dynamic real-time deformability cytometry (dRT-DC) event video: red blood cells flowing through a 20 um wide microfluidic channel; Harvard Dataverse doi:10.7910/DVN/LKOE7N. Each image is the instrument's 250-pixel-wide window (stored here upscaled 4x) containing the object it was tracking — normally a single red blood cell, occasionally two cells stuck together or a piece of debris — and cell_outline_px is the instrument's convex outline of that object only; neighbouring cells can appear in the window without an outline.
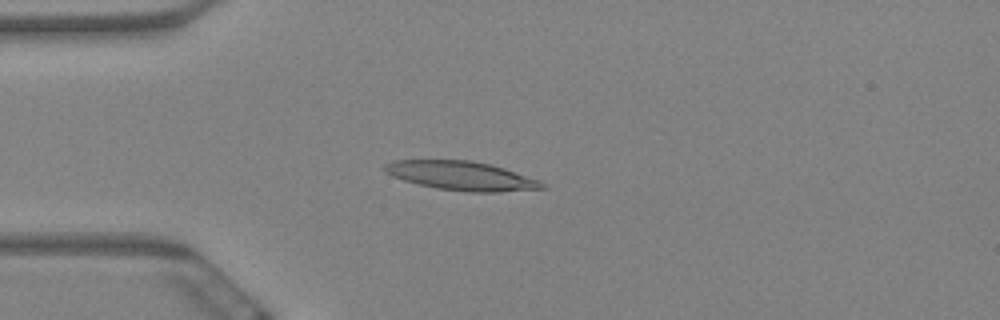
{"species": "Egyptian fruit bat (a non-hibernating species)", "species_latin": "Rousettus aegyptiacus", "temperature_condition": "warm", "stored_images_in_passage": 6, "camera_frame_rate_fps": 3000, "um_per_image_px": 0.085, "animal": {"sex": "female"}, "frame": {"image": 1, "passage_image": 3, "time_ms": 0.667, "image_size_px": [1000, 320], "cell_outline_px": [[548, 188], [500, 192], [468, 192], [436, 188], [404, 180], [392, 176], [384, 172], [384, 164], [392, 160], [472, 160], [492, 164], [540, 180]], "centroid_in_image_um": [39.23, 14.94], "position_along_channel_um": 45.8, "area_um2": 26.7}}
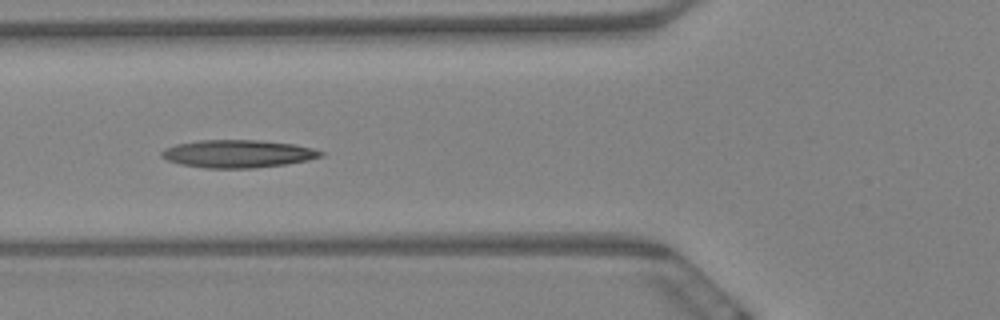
{"frame": {"image": 2, "passage_image": 5, "time_ms": 1.333, "image_size_px": [1000, 320], "cell_outline_px": [[324, 156], [308, 160], [284, 164], [256, 168], [204, 168], [180, 164], [168, 160], [160, 156], [160, 152], [164, 148], [176, 144], [200, 140], [256, 140], [296, 144], [312, 148], [324, 152]], "centroid_in_image_um": [20.21, 13.07], "position_along_channel_um": 105.6, "area_um2": 25.84}}
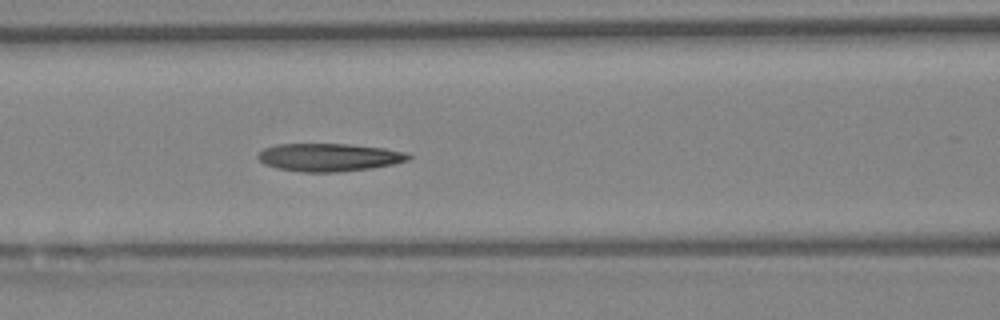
{"frame": {"image": 3, "passage_image": 6, "time_ms": 1.667, "image_size_px": [1000, 320], "cell_outline_px": [[412, 156], [408, 160], [392, 164], [372, 168], [336, 172], [300, 172], [276, 168], [264, 164], [256, 156], [264, 148], [276, 144], [348, 144], [384, 148], [404, 152]], "centroid_in_image_um": [27.93, 13.37], "position_along_channel_um": 138.7, "area_um2": 24.45}}